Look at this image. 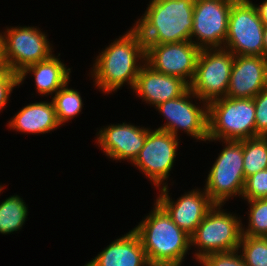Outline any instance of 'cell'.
Masks as SVG:
<instances>
[{
    "instance_id": "d6a6232c",
    "label": "cell",
    "mask_w": 267,
    "mask_h": 266,
    "mask_svg": "<svg viewBox=\"0 0 267 266\" xmlns=\"http://www.w3.org/2000/svg\"><path fill=\"white\" fill-rule=\"evenodd\" d=\"M263 41H264V57L267 59V26H264Z\"/></svg>"
},
{
    "instance_id": "9a60e30c",
    "label": "cell",
    "mask_w": 267,
    "mask_h": 266,
    "mask_svg": "<svg viewBox=\"0 0 267 266\" xmlns=\"http://www.w3.org/2000/svg\"><path fill=\"white\" fill-rule=\"evenodd\" d=\"M97 133L96 143L107 157L133 163L144 146L147 128L123 122L108 125Z\"/></svg>"
},
{
    "instance_id": "4316f807",
    "label": "cell",
    "mask_w": 267,
    "mask_h": 266,
    "mask_svg": "<svg viewBox=\"0 0 267 266\" xmlns=\"http://www.w3.org/2000/svg\"><path fill=\"white\" fill-rule=\"evenodd\" d=\"M238 253V249L212 253L204 256L198 263L202 264V266H247L241 254L238 255Z\"/></svg>"
},
{
    "instance_id": "3957f363",
    "label": "cell",
    "mask_w": 267,
    "mask_h": 266,
    "mask_svg": "<svg viewBox=\"0 0 267 266\" xmlns=\"http://www.w3.org/2000/svg\"><path fill=\"white\" fill-rule=\"evenodd\" d=\"M195 0H150L133 26L144 44L191 41Z\"/></svg>"
},
{
    "instance_id": "836d02e7",
    "label": "cell",
    "mask_w": 267,
    "mask_h": 266,
    "mask_svg": "<svg viewBox=\"0 0 267 266\" xmlns=\"http://www.w3.org/2000/svg\"><path fill=\"white\" fill-rule=\"evenodd\" d=\"M3 187H4V185H3V186L0 185V193H1V191L3 190Z\"/></svg>"
},
{
    "instance_id": "d4e9b609",
    "label": "cell",
    "mask_w": 267,
    "mask_h": 266,
    "mask_svg": "<svg viewBox=\"0 0 267 266\" xmlns=\"http://www.w3.org/2000/svg\"><path fill=\"white\" fill-rule=\"evenodd\" d=\"M249 204L248 227H242V235L267 237V199L246 200Z\"/></svg>"
},
{
    "instance_id": "7402d4cb",
    "label": "cell",
    "mask_w": 267,
    "mask_h": 266,
    "mask_svg": "<svg viewBox=\"0 0 267 266\" xmlns=\"http://www.w3.org/2000/svg\"><path fill=\"white\" fill-rule=\"evenodd\" d=\"M243 167L245 179L267 169V136L243 139Z\"/></svg>"
},
{
    "instance_id": "7c38bea8",
    "label": "cell",
    "mask_w": 267,
    "mask_h": 266,
    "mask_svg": "<svg viewBox=\"0 0 267 266\" xmlns=\"http://www.w3.org/2000/svg\"><path fill=\"white\" fill-rule=\"evenodd\" d=\"M234 1L195 0L191 41L196 46L200 49L224 47L229 13Z\"/></svg>"
},
{
    "instance_id": "e0dca14e",
    "label": "cell",
    "mask_w": 267,
    "mask_h": 266,
    "mask_svg": "<svg viewBox=\"0 0 267 266\" xmlns=\"http://www.w3.org/2000/svg\"><path fill=\"white\" fill-rule=\"evenodd\" d=\"M190 86L182 79L157 72L146 62L138 73L133 91L142 101L158 105L183 95Z\"/></svg>"
},
{
    "instance_id": "2e32d148",
    "label": "cell",
    "mask_w": 267,
    "mask_h": 266,
    "mask_svg": "<svg viewBox=\"0 0 267 266\" xmlns=\"http://www.w3.org/2000/svg\"><path fill=\"white\" fill-rule=\"evenodd\" d=\"M267 86V59L264 56H235L227 97L254 98Z\"/></svg>"
},
{
    "instance_id": "44dd1931",
    "label": "cell",
    "mask_w": 267,
    "mask_h": 266,
    "mask_svg": "<svg viewBox=\"0 0 267 266\" xmlns=\"http://www.w3.org/2000/svg\"><path fill=\"white\" fill-rule=\"evenodd\" d=\"M28 207L19 195H12L0 203V233L11 234L22 228Z\"/></svg>"
},
{
    "instance_id": "cb8c5ba5",
    "label": "cell",
    "mask_w": 267,
    "mask_h": 266,
    "mask_svg": "<svg viewBox=\"0 0 267 266\" xmlns=\"http://www.w3.org/2000/svg\"><path fill=\"white\" fill-rule=\"evenodd\" d=\"M238 250L247 266H267V237L242 235Z\"/></svg>"
},
{
    "instance_id": "8fae6325",
    "label": "cell",
    "mask_w": 267,
    "mask_h": 266,
    "mask_svg": "<svg viewBox=\"0 0 267 266\" xmlns=\"http://www.w3.org/2000/svg\"><path fill=\"white\" fill-rule=\"evenodd\" d=\"M4 42L6 63L15 74L53 54L46 34L34 26L7 28Z\"/></svg>"
},
{
    "instance_id": "ac0fdd59",
    "label": "cell",
    "mask_w": 267,
    "mask_h": 266,
    "mask_svg": "<svg viewBox=\"0 0 267 266\" xmlns=\"http://www.w3.org/2000/svg\"><path fill=\"white\" fill-rule=\"evenodd\" d=\"M84 266H151L138 235L130 230Z\"/></svg>"
},
{
    "instance_id": "83f0119b",
    "label": "cell",
    "mask_w": 267,
    "mask_h": 266,
    "mask_svg": "<svg viewBox=\"0 0 267 266\" xmlns=\"http://www.w3.org/2000/svg\"><path fill=\"white\" fill-rule=\"evenodd\" d=\"M256 137L267 136V86L254 98Z\"/></svg>"
},
{
    "instance_id": "5bb4252c",
    "label": "cell",
    "mask_w": 267,
    "mask_h": 266,
    "mask_svg": "<svg viewBox=\"0 0 267 266\" xmlns=\"http://www.w3.org/2000/svg\"><path fill=\"white\" fill-rule=\"evenodd\" d=\"M168 190L167 185L162 187L155 201L179 228L191 236L215 203L205 190L200 191V189L185 192L174 202L168 195Z\"/></svg>"
},
{
    "instance_id": "1f68e13d",
    "label": "cell",
    "mask_w": 267,
    "mask_h": 266,
    "mask_svg": "<svg viewBox=\"0 0 267 266\" xmlns=\"http://www.w3.org/2000/svg\"><path fill=\"white\" fill-rule=\"evenodd\" d=\"M0 63H6L4 32H3V35H2V33H0Z\"/></svg>"
},
{
    "instance_id": "603a6c76",
    "label": "cell",
    "mask_w": 267,
    "mask_h": 266,
    "mask_svg": "<svg viewBox=\"0 0 267 266\" xmlns=\"http://www.w3.org/2000/svg\"><path fill=\"white\" fill-rule=\"evenodd\" d=\"M52 103L56 111L59 125L73 119L83 109V101L80 92L70 89L68 82L61 87L53 96Z\"/></svg>"
},
{
    "instance_id": "ffe728a7",
    "label": "cell",
    "mask_w": 267,
    "mask_h": 266,
    "mask_svg": "<svg viewBox=\"0 0 267 266\" xmlns=\"http://www.w3.org/2000/svg\"><path fill=\"white\" fill-rule=\"evenodd\" d=\"M70 70L58 56L52 54L48 59L39 61L22 70L18 74L19 84H22L28 73H33L37 92L43 96L46 94L52 95L69 82Z\"/></svg>"
},
{
    "instance_id": "d6986e66",
    "label": "cell",
    "mask_w": 267,
    "mask_h": 266,
    "mask_svg": "<svg viewBox=\"0 0 267 266\" xmlns=\"http://www.w3.org/2000/svg\"><path fill=\"white\" fill-rule=\"evenodd\" d=\"M8 123L12 130L29 134L50 133L60 126L52 100L27 104Z\"/></svg>"
},
{
    "instance_id": "f546056e",
    "label": "cell",
    "mask_w": 267,
    "mask_h": 266,
    "mask_svg": "<svg viewBox=\"0 0 267 266\" xmlns=\"http://www.w3.org/2000/svg\"><path fill=\"white\" fill-rule=\"evenodd\" d=\"M255 6L261 21L263 22L264 26H267V0H265L262 4H257Z\"/></svg>"
},
{
    "instance_id": "ba28073f",
    "label": "cell",
    "mask_w": 267,
    "mask_h": 266,
    "mask_svg": "<svg viewBox=\"0 0 267 266\" xmlns=\"http://www.w3.org/2000/svg\"><path fill=\"white\" fill-rule=\"evenodd\" d=\"M264 24L255 4L235 0L231 5L224 49L235 56H264Z\"/></svg>"
},
{
    "instance_id": "52a82bcc",
    "label": "cell",
    "mask_w": 267,
    "mask_h": 266,
    "mask_svg": "<svg viewBox=\"0 0 267 266\" xmlns=\"http://www.w3.org/2000/svg\"><path fill=\"white\" fill-rule=\"evenodd\" d=\"M235 55L224 48L201 49L197 58L196 73L191 91L197 100L210 102L227 97L230 75Z\"/></svg>"
},
{
    "instance_id": "277c9868",
    "label": "cell",
    "mask_w": 267,
    "mask_h": 266,
    "mask_svg": "<svg viewBox=\"0 0 267 266\" xmlns=\"http://www.w3.org/2000/svg\"><path fill=\"white\" fill-rule=\"evenodd\" d=\"M256 137L253 98L224 97L208 104V140H243Z\"/></svg>"
},
{
    "instance_id": "4fadbf2b",
    "label": "cell",
    "mask_w": 267,
    "mask_h": 266,
    "mask_svg": "<svg viewBox=\"0 0 267 266\" xmlns=\"http://www.w3.org/2000/svg\"><path fill=\"white\" fill-rule=\"evenodd\" d=\"M146 63L157 72L184 80L189 86L196 73L200 48L192 41L144 44Z\"/></svg>"
},
{
    "instance_id": "484cf974",
    "label": "cell",
    "mask_w": 267,
    "mask_h": 266,
    "mask_svg": "<svg viewBox=\"0 0 267 266\" xmlns=\"http://www.w3.org/2000/svg\"><path fill=\"white\" fill-rule=\"evenodd\" d=\"M241 197L244 200L267 199V169L245 179Z\"/></svg>"
},
{
    "instance_id": "4dcf8cb0",
    "label": "cell",
    "mask_w": 267,
    "mask_h": 266,
    "mask_svg": "<svg viewBox=\"0 0 267 266\" xmlns=\"http://www.w3.org/2000/svg\"><path fill=\"white\" fill-rule=\"evenodd\" d=\"M12 73L7 63H0V84Z\"/></svg>"
},
{
    "instance_id": "5b68a950",
    "label": "cell",
    "mask_w": 267,
    "mask_h": 266,
    "mask_svg": "<svg viewBox=\"0 0 267 266\" xmlns=\"http://www.w3.org/2000/svg\"><path fill=\"white\" fill-rule=\"evenodd\" d=\"M224 205L215 204L196 228L191 237V246L197 247L195 260L204 256L236 250L242 238L240 217L223 211ZM222 209V210H220Z\"/></svg>"
},
{
    "instance_id": "f1b7e54d",
    "label": "cell",
    "mask_w": 267,
    "mask_h": 266,
    "mask_svg": "<svg viewBox=\"0 0 267 266\" xmlns=\"http://www.w3.org/2000/svg\"><path fill=\"white\" fill-rule=\"evenodd\" d=\"M19 85V76L14 72L0 84V111L6 106L13 89Z\"/></svg>"
},
{
    "instance_id": "7a4b0ae2",
    "label": "cell",
    "mask_w": 267,
    "mask_h": 266,
    "mask_svg": "<svg viewBox=\"0 0 267 266\" xmlns=\"http://www.w3.org/2000/svg\"><path fill=\"white\" fill-rule=\"evenodd\" d=\"M151 266H181L191 249V237L157 203L134 229Z\"/></svg>"
},
{
    "instance_id": "6da1fadb",
    "label": "cell",
    "mask_w": 267,
    "mask_h": 266,
    "mask_svg": "<svg viewBox=\"0 0 267 266\" xmlns=\"http://www.w3.org/2000/svg\"><path fill=\"white\" fill-rule=\"evenodd\" d=\"M145 62L146 46L140 33L131 27L96 57L91 72L95 87L108 94L126 83L133 89Z\"/></svg>"
},
{
    "instance_id": "8992f818",
    "label": "cell",
    "mask_w": 267,
    "mask_h": 266,
    "mask_svg": "<svg viewBox=\"0 0 267 266\" xmlns=\"http://www.w3.org/2000/svg\"><path fill=\"white\" fill-rule=\"evenodd\" d=\"M226 144L207 176L204 190L215 204L223 205L229 198L241 197L245 175L243 140H222Z\"/></svg>"
},
{
    "instance_id": "9c48e42d",
    "label": "cell",
    "mask_w": 267,
    "mask_h": 266,
    "mask_svg": "<svg viewBox=\"0 0 267 266\" xmlns=\"http://www.w3.org/2000/svg\"><path fill=\"white\" fill-rule=\"evenodd\" d=\"M194 97L197 98L189 88L183 95L158 105L156 109L167 121L157 129L167 131L177 138V132L183 130L194 139L207 141L208 104L202 101L203 105L197 106L190 99Z\"/></svg>"
},
{
    "instance_id": "30bf717a",
    "label": "cell",
    "mask_w": 267,
    "mask_h": 266,
    "mask_svg": "<svg viewBox=\"0 0 267 266\" xmlns=\"http://www.w3.org/2000/svg\"><path fill=\"white\" fill-rule=\"evenodd\" d=\"M143 148L132 163L151 180L153 185H168L164 181L169 178L170 171L177 155L179 139L173 134L160 130H149Z\"/></svg>"
}]
</instances>
